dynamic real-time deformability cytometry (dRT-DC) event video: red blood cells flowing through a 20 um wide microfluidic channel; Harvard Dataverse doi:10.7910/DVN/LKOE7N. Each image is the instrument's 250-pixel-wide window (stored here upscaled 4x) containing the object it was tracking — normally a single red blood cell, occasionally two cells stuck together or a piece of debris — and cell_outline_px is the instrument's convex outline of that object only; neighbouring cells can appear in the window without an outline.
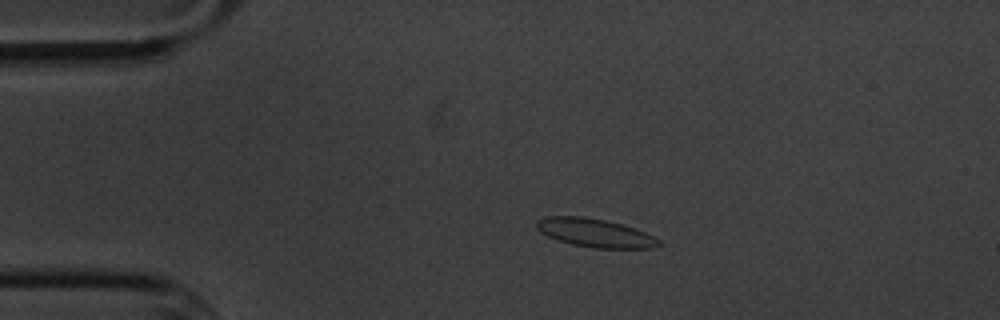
{"species": "common noctule bat (a hibernating species)", "species_latin": "Nyctalus noctula", "temperature_condition": "cold", "stored_images_in_passage": 6, "camera_frame_rate_fps": 3000, "um_per_image_px": 0.085, "animal": {"sex": "male", "body_mass_g": 20.1, "forearm_length_mm": 53.5}, "frame": {"image": 1, "passage_image": 4, "time_ms": 3.333, "image_size_px": [1000, 320], "cell_outline_px": [[664, 244], [652, 248], [596, 248], [572, 244], [548, 236], [540, 232], [536, 228], [536, 220], [544, 216], [580, 216], [604, 220], [636, 228], [660, 240]], "centroid_in_image_um": [50.57, 19.79], "position_along_channel_um": 34.4, "area_um2": 20.17}}
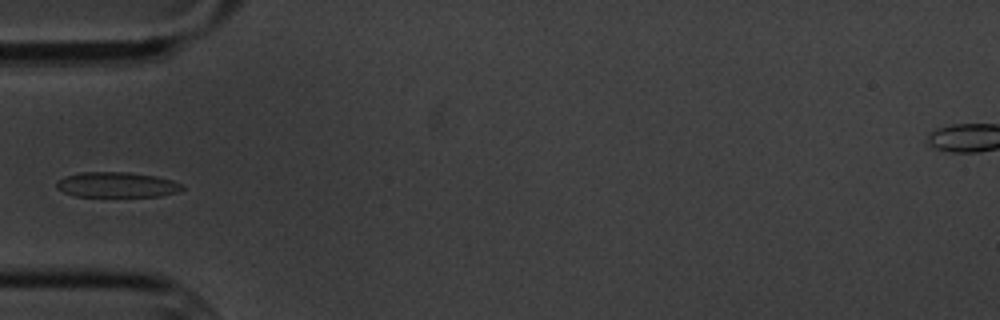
{"frame": {"image": 2, "passage_image": 6, "time_ms": 5.667, "image_size_px": [1000, 320], "cell_outline_px": [[184, 188], [176, 192], [160, 196], [72, 196], [56, 188], [56, 184], [64, 176], [80, 172], [128, 172], [156, 176], [172, 180], [180, 184]], "centroid_in_image_um": [9.9, 15.7], "position_along_channel_um": 75.1, "area_um2": 18.38}}